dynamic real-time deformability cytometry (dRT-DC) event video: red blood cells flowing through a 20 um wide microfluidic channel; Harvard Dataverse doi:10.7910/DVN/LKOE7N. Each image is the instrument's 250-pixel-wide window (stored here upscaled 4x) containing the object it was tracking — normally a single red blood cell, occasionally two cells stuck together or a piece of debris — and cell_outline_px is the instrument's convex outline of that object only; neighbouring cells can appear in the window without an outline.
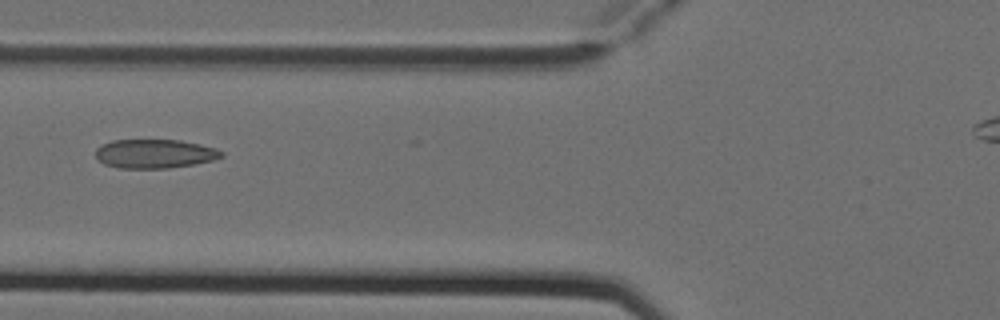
{"species": "Egyptian fruit bat (a non-hibernating species)", "species_latin": "Rousettus aegyptiacus", "temperature_condition": "cold", "stored_images_in_passage": 6, "camera_frame_rate_fps": 3000, "um_per_image_px": 0.085, "animal": {"sex": "female"}, "frame": {"image": 1, "passage_image": 6, "time_ms": 1.667, "image_size_px": [1000, 320], "cell_outline_px": [[224, 156], [212, 160], [192, 164], [168, 168], [120, 168], [104, 164], [96, 156], [96, 148], [100, 144], [112, 140], [180, 140], [200, 144], [216, 148], [224, 152]], "centroid_in_image_um": [13.14, 13.06], "position_along_channel_um": 112.7, "area_um2": 21.21}}